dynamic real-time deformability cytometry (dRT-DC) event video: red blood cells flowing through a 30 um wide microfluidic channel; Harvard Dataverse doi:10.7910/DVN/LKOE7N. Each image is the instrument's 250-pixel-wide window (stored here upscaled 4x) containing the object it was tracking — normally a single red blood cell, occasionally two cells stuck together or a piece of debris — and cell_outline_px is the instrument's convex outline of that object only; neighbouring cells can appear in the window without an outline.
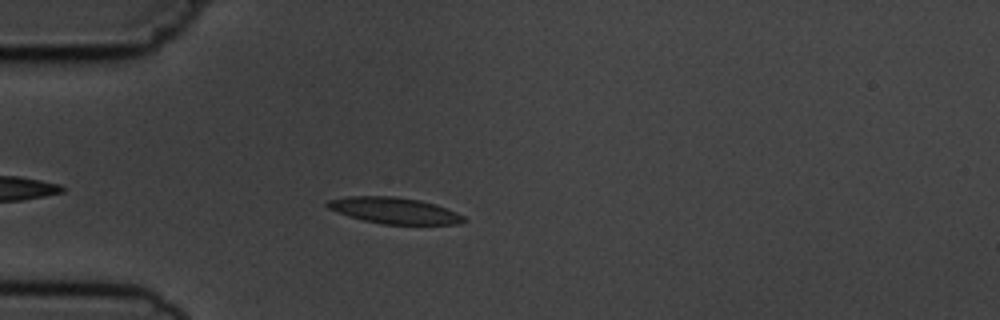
{"species": "common noctule bat (a hibernating species)", "species_latin": "Nyctalus noctula", "temperature_condition": "cold", "stored_images_in_passage": 4, "camera_frame_rate_fps": 3000, "um_per_image_px": 0.085, "animal": {"sex": "male", "body_mass_g": 19.5, "forearm_length_mm": 54.6}, "frame": {"image": 1, "passage_image": 4, "time_ms": 4.333, "image_size_px": [1000, 320], "cell_outline_px": [[468, 220], [460, 224], [380, 224], [348, 216], [336, 212], [328, 208], [324, 204], [328, 200], [348, 196], [392, 196], [420, 200], [436, 204], [456, 212], [464, 216]], "centroid_in_image_um": [33.51, 17.89], "position_along_channel_um": 51.5, "area_um2": 20.92}}